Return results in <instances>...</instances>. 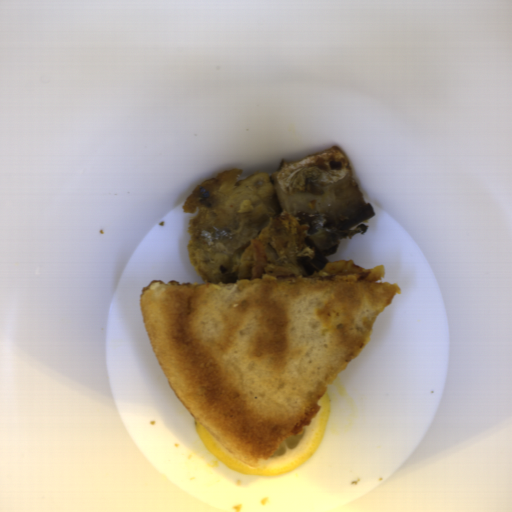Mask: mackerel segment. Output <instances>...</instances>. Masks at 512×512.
I'll list each match as a JSON object with an SVG mask.
<instances>
[{
    "label": "mackerel segment",
    "instance_id": "1",
    "mask_svg": "<svg viewBox=\"0 0 512 512\" xmlns=\"http://www.w3.org/2000/svg\"><path fill=\"white\" fill-rule=\"evenodd\" d=\"M183 210L192 213L187 258L203 284L315 276L375 215L337 144L284 159L274 173L244 178L234 168L207 179Z\"/></svg>",
    "mask_w": 512,
    "mask_h": 512
}]
</instances>
